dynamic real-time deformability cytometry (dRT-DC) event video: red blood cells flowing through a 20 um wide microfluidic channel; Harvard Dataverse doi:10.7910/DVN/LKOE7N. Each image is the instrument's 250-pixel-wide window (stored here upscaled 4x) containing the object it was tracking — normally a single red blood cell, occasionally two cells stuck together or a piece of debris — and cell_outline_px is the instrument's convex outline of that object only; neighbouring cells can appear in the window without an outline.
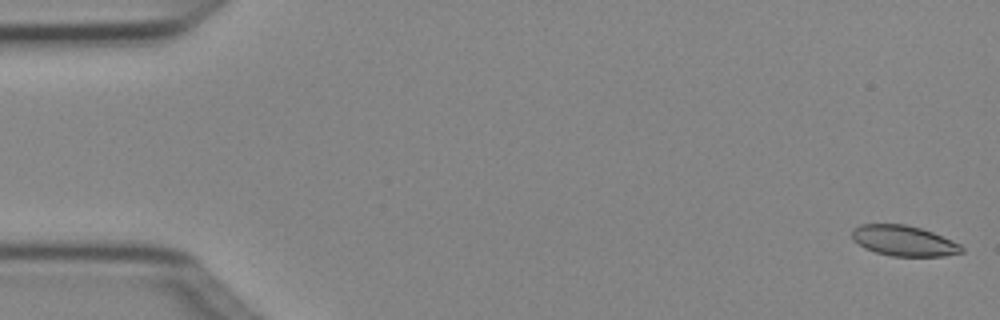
{"species": "Egyptian fruit bat (a non-hibernating species)", "species_latin": "Rousettus aegyptiacus", "temperature_condition": "cold", "stored_images_in_passage": 4, "camera_frame_rate_fps": 3000, "um_per_image_px": 0.085, "animal": {"sex": "female"}, "frame": {"image": 1, "passage_image": 1, "time_ms": 0.0, "image_size_px": [1000, 320], "cell_outline_px": [[964, 252], [944, 256], [892, 256], [876, 252], [864, 248], [852, 240], [852, 228], [860, 224], [904, 224], [920, 228], [932, 232], [952, 240], [960, 244], [964, 248]], "centroid_in_image_um": [76.81, 20.46], "position_along_channel_um": 8.2, "area_um2": 19.54}}
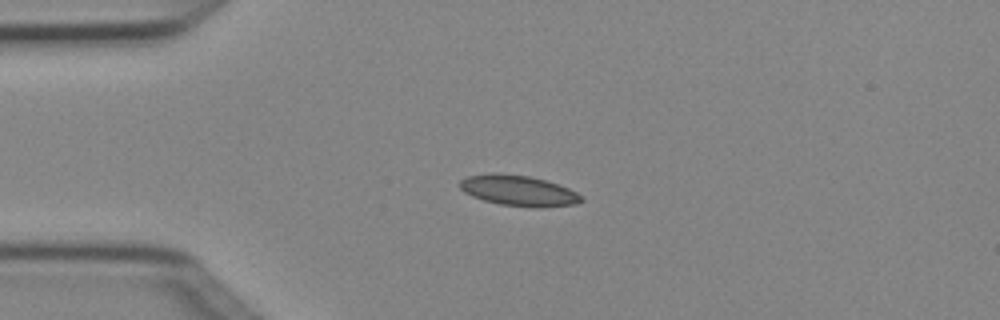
{"frame": {"image": 2, "passage_image": 4, "time_ms": 1.0, "image_size_px": [1000, 320], "cell_outline_px": [[584, 200], [576, 204], [544, 208], [540, 208], [500, 204], [484, 200], [472, 196], [464, 192], [460, 188], [460, 180], [468, 176], [496, 172], [528, 176], [544, 180], [568, 188], [584, 196]], "centroid_in_image_um": [44.1, 16.21], "position_along_channel_um": 40.9, "area_um2": 21.68}}